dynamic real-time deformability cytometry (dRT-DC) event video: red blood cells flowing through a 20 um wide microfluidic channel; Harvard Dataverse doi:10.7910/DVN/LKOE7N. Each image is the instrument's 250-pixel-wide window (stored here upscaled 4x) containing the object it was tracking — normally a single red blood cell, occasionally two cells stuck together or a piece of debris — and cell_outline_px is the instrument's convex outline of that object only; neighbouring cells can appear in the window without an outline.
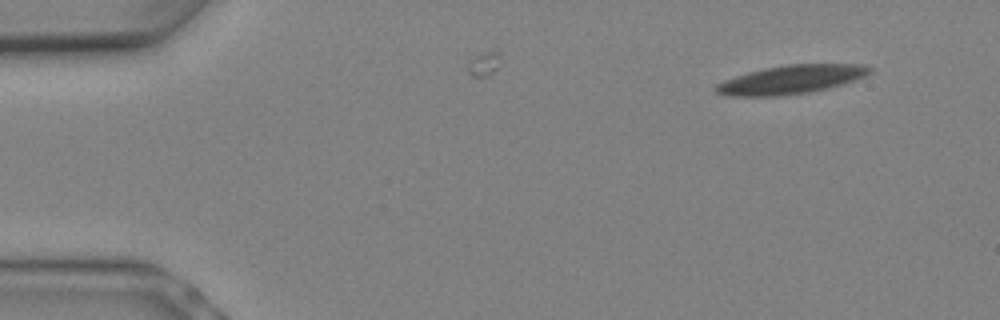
{"species": "Egyptian fruit bat (a non-hibernating species)", "species_latin": "Rousettus aegyptiacus", "temperature_condition": "warm", "stored_images_in_passage": 4, "camera_frame_rate_fps": 3000, "um_per_image_px": 0.085, "animal": {"sex": "female"}, "frame": {"image": 1, "passage_image": 1, "time_ms": 0.0, "image_size_px": [1000, 320], "cell_outline_px": [[872, 72], [864, 76], [828, 88], [808, 92], [780, 96], [728, 96], [716, 92], [712, 88], [716, 84], [724, 80], [748, 72], [764, 68], [784, 64], [864, 64], [872, 68]], "centroid_in_image_um": [67.2, 6.75], "position_along_channel_um": 17.8, "area_um2": 25.61}}